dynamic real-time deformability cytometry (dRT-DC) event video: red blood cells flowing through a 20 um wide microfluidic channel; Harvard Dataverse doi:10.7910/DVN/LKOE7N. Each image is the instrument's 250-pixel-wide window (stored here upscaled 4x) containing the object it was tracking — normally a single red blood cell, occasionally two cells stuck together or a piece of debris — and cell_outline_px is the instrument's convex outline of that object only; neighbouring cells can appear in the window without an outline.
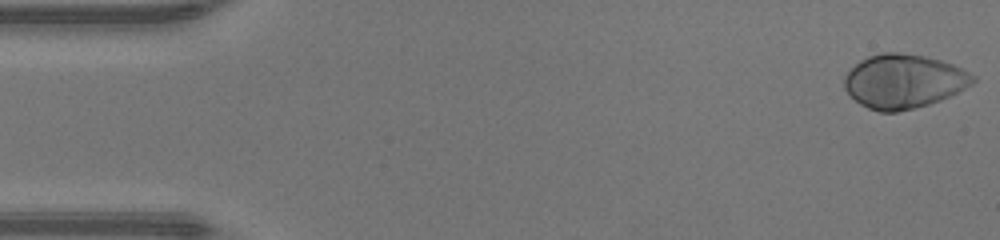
{"species": "human", "species_latin": "Homo sapiens", "temperature_condition": "warm", "stored_images_in_passage": 48, "camera_frame_rate_fps": 3000, "um_per_image_px": 0.085, "donor": {"sex": "male"}, "frame": {"image": 1, "passage_image": 1, "time_ms": 0.0, "image_size_px": [1000, 240], "cell_outline_px": [[976, 80], [972, 84], [940, 100], [928, 104], [896, 112], [880, 112], [868, 108], [860, 104], [844, 88], [844, 76], [860, 60], [868, 56], [884, 52], [896, 52], [924, 56], [940, 60], [952, 64], [976, 76]], "centroid_in_image_um": [76.8, 6.9], "position_along_channel_um": 8.2, "area_um2": 40.06}}
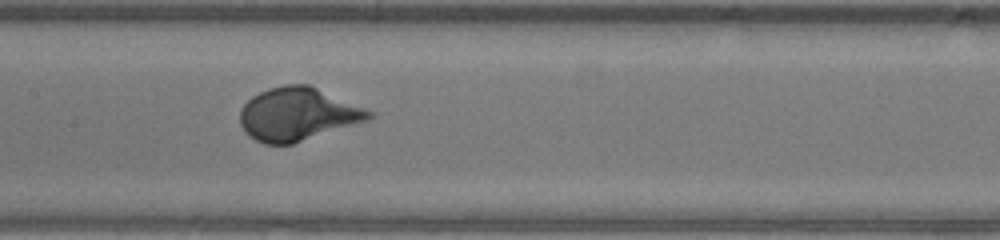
{"frame": {"image": 2, "passage_image": 23, "time_ms": 7.333, "image_size_px": [1000, 240], "cell_outline_px": [[372, 116], [368, 120], [292, 144], [264, 144], [248, 136], [244, 132], [240, 124], [240, 108], [252, 96], [268, 88], [284, 84], [308, 84], [364, 108], [372, 112]], "centroid_in_image_um": [25.24, 9.71], "position_along_channel_um": 182.2, "area_um2": 39.59}}
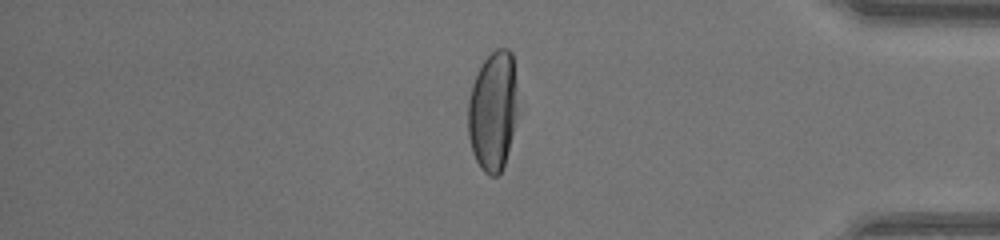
{"frame": {"image": 3, "passage_image": 40, "time_ms": 13.0, "image_size_px": [1000, 240], "cell_outline_px": [[516, 112], [512, 132], [504, 168], [496, 176], [492, 176], [484, 172], [480, 168], [472, 152], [468, 136], [468, 100], [472, 84], [484, 60], [496, 48], [508, 48], [512, 52], [516, 84]], "centroid_in_image_um": [41.88, 9.44], "position_along_channel_um": 393.3, "area_um2": 34.45}, "authors_computed_cell_mechanics": {"area_um2": 39.2751, "velocity_mm_per_s": 4.2689, "shape_relaxation_time_tau1_ms": 1.9535, "shape_relaxation_time_tau2_ms": null, "deformation_change_tau1": 0.1882, "deformation_change_tau2": null}}